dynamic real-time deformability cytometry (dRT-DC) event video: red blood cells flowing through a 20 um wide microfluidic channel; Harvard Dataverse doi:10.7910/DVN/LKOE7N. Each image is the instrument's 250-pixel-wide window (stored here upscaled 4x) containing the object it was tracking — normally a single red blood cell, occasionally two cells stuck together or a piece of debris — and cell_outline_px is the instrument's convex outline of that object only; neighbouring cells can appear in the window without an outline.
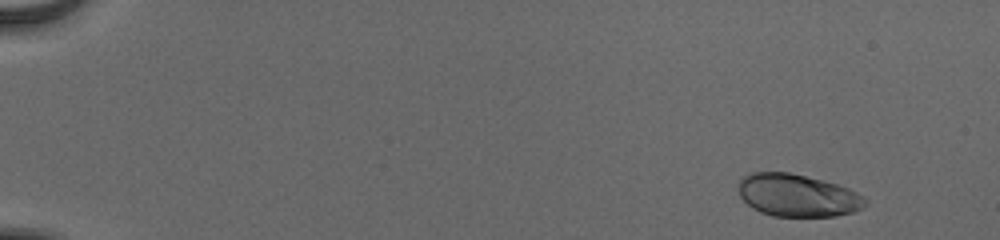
{"species": "human", "species_latin": "Homo sapiens", "temperature_condition": "cold", "stored_images_in_passage": 51, "camera_frame_rate_fps": 3000, "um_per_image_px": 0.085, "donor": {"sex": "male"}, "frame": {"image": 1, "passage_image": 1, "time_ms": 0.0, "image_size_px": [1000, 240], "cell_outline_px": [[868, 200], [860, 208], [852, 212], [836, 216], [772, 216], [760, 212], [752, 208], [740, 196], [740, 180], [744, 176], [752, 172], [788, 172], [824, 180], [848, 188], [864, 196]], "centroid_in_image_um": [67.79, 16.61], "position_along_channel_um": 17.2, "area_um2": 31.21}}
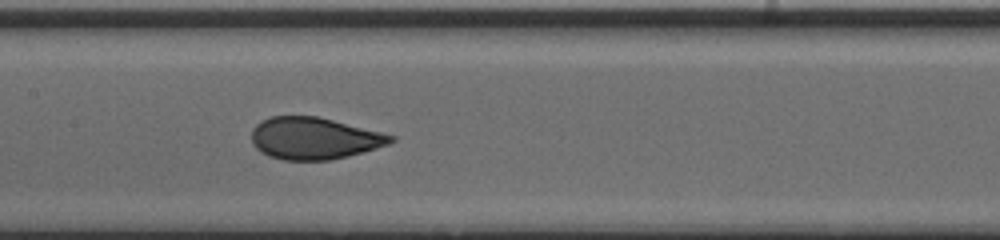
{"frame": {"image": 2, "passage_image": 26, "time_ms": 8.333, "image_size_px": [1000, 240], "cell_outline_px": [[396, 140], [388, 144], [376, 148], [348, 156], [328, 160], [284, 160], [268, 156], [260, 152], [252, 144], [252, 128], [260, 120], [272, 116], [316, 116], [396, 136]], "centroid_in_image_um": [26.66, 11.76], "position_along_channel_um": 180.7, "area_um2": 33.93}}
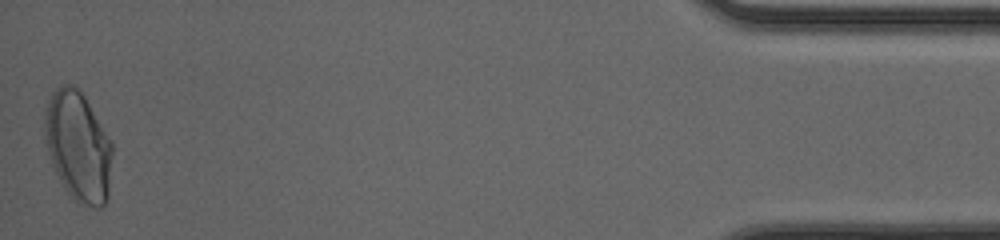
{"frame": {"image": 3, "passage_image": 51, "time_ms": 16.667, "image_size_px": [1000, 240], "cell_outline_px": [[112, 152], [108, 196], [104, 204], [100, 208], [92, 208], [80, 204], [68, 192], [60, 180], [52, 164], [44, 140], [44, 108], [52, 92], [60, 84], [72, 84], [84, 96], [112, 140]], "centroid_in_image_um": [6.63, 12.42], "position_along_channel_um": 428.6, "area_um2": 43.47}, "authors_computed_cell_mechanics": {"area_um2": 34.391, "velocity_mm_per_s": 3.8838, "shape_relaxation_time_tau1_ms": 4.1262, "shape_relaxation_time_tau2_ms": null, "deformation_change_tau1": 0.1715, "deformation_change_tau2": null}}